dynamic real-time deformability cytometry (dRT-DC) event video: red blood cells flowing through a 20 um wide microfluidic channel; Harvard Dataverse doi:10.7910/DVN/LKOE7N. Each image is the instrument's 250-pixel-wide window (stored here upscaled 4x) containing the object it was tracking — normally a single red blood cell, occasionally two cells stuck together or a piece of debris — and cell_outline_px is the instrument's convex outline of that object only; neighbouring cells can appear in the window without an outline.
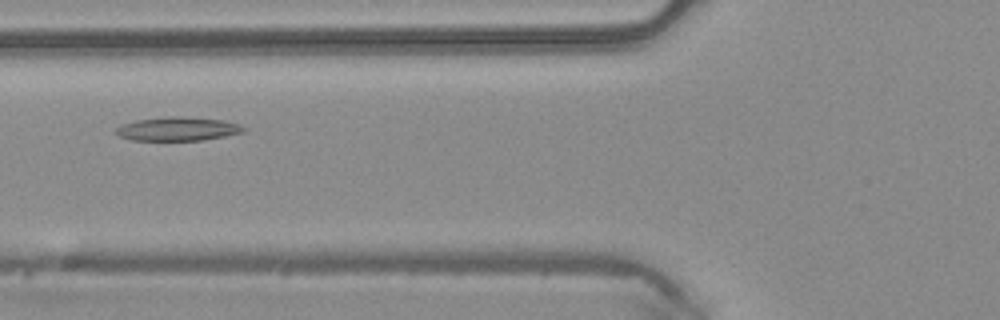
{"species": "common noctule bat (a hibernating species)", "species_latin": "Nyctalus noctula", "temperature_condition": "warm", "stored_images_in_passage": 4, "camera_frame_rate_fps": 3000, "um_per_image_px": 0.085, "animal": {"sex": "male", "body_mass_g": 20.4}, "frame": {"image": 1, "passage_image": 4, "time_ms": 1.0, "image_size_px": [1000, 320], "cell_outline_px": [[248, 128], [244, 132], [204, 140], [132, 140], [120, 136], [116, 132], [116, 128], [120, 124], [136, 120], [164, 116], [176, 116], [224, 120], [240, 124]], "centroid_in_image_um": [15.13, 10.95], "position_along_channel_um": 110.7, "area_um2": 17.74}}